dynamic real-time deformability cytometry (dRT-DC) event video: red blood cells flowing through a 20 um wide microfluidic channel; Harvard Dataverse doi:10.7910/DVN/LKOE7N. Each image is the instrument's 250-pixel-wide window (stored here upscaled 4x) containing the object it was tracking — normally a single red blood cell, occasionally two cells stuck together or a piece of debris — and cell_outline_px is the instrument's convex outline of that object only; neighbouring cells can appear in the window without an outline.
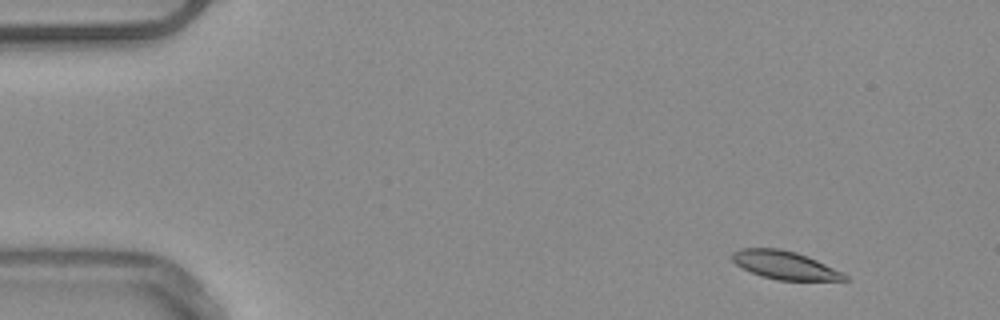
{"species": "common noctule bat (a hibernating species)", "species_latin": "Nyctalus noctula", "temperature_condition": "warm", "stored_images_in_passage": 49, "camera_frame_rate_fps": 3000, "um_per_image_px": 0.085, "animal": {"sex": "male", "body_mass_g": 20.4}, "frame": {"image": 1, "passage_image": 1, "time_ms": 0.0, "image_size_px": [1000, 320], "cell_outline_px": [[848, 280], [776, 280], [752, 272], [736, 264], [732, 260], [732, 252], [740, 248], [780, 248], [796, 252], [808, 256], [844, 272], [848, 276]], "centroid_in_image_um": [66.74, 22.52], "position_along_channel_um": 18.3, "area_um2": 18.44}}
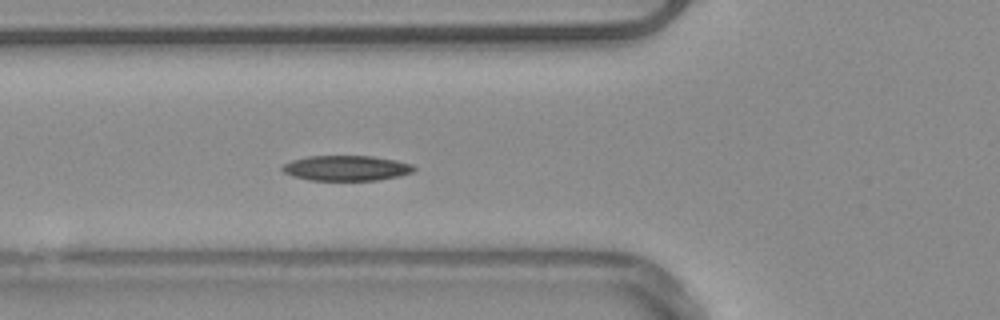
{"frame": {"image": 2, "passage_image": 15, "time_ms": 4.667, "image_size_px": [1000, 320], "cell_outline_px": [[416, 168], [412, 172], [400, 176], [376, 180], [308, 180], [292, 176], [284, 172], [280, 168], [284, 164], [292, 160], [308, 156], [372, 156], [396, 160], [412, 164]], "centroid_in_image_um": [29.43, 14.29], "position_along_channel_um": 96.4, "area_um2": 19.36}, "authors_computed_cell_mechanics": {"area_um2": 18.5538, "velocity_mm_per_s": 3.8842, "shape_relaxation_time_tau1_ms": 9.2186, "shape_relaxation_time_tau2_ms": null, "deformation_change_tau1": 0.2092, "deformation_change_tau2": null}}